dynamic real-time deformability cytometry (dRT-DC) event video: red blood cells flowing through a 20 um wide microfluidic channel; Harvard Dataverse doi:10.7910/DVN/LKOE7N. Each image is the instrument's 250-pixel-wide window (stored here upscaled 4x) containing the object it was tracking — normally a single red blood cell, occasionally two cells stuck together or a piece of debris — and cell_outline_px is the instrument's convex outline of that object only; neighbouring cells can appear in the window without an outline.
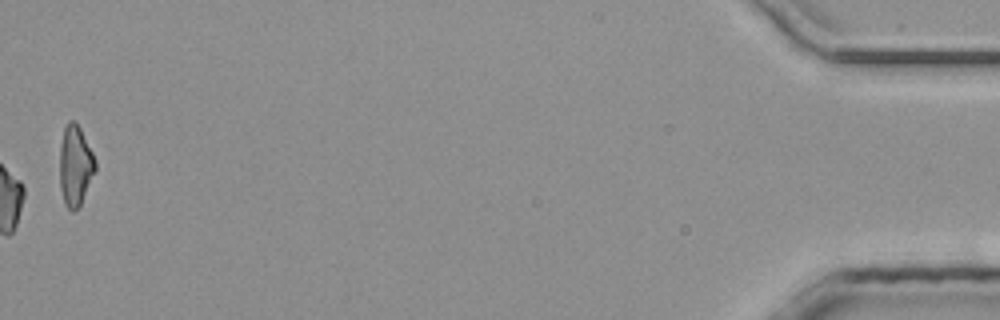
{"species": "common noctule bat (a hibernating species)", "species_latin": "Nyctalus noctula", "temperature_condition": "room temperature", "stored_images_in_passage": 42, "camera_frame_rate_fps": 3000, "um_per_image_px": 0.085, "animal": {"sex": "male", "body_mass_g": 20.4}, "frame": {"image": 1, "passage_image": 42, "time_ms": 13.667, "image_size_px": [1000, 320], "cell_outline_px": [[96, 168], [80, 204], [72, 212], [64, 204], [60, 188], [60, 144], [64, 128], [68, 120], [72, 120], [80, 128], [96, 160]], "centroid_in_image_um": [6.38, 14.07], "position_along_channel_um": 428.8, "area_um2": 16.42}}